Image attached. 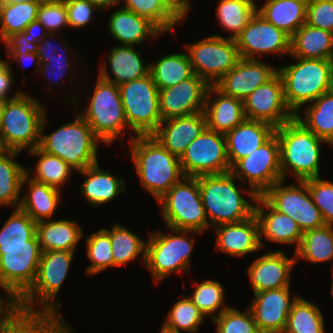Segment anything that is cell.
I'll return each instance as SVG.
<instances>
[{
    "label": "cell",
    "instance_id": "32",
    "mask_svg": "<svg viewBox=\"0 0 333 333\" xmlns=\"http://www.w3.org/2000/svg\"><path fill=\"white\" fill-rule=\"evenodd\" d=\"M27 185V192L21 197L19 208L35 222L53 219L55 211L63 197L62 190L37 182L24 175L22 189Z\"/></svg>",
    "mask_w": 333,
    "mask_h": 333
},
{
    "label": "cell",
    "instance_id": "28",
    "mask_svg": "<svg viewBox=\"0 0 333 333\" xmlns=\"http://www.w3.org/2000/svg\"><path fill=\"white\" fill-rule=\"evenodd\" d=\"M207 128L226 134L245 119L243 100L223 94L214 85H210L204 107Z\"/></svg>",
    "mask_w": 333,
    "mask_h": 333
},
{
    "label": "cell",
    "instance_id": "47",
    "mask_svg": "<svg viewBox=\"0 0 333 333\" xmlns=\"http://www.w3.org/2000/svg\"><path fill=\"white\" fill-rule=\"evenodd\" d=\"M121 7L147 18L163 34H174L175 26L183 23L167 8L163 0H122Z\"/></svg>",
    "mask_w": 333,
    "mask_h": 333
},
{
    "label": "cell",
    "instance_id": "65",
    "mask_svg": "<svg viewBox=\"0 0 333 333\" xmlns=\"http://www.w3.org/2000/svg\"><path fill=\"white\" fill-rule=\"evenodd\" d=\"M46 0H0V4H15L23 2H44Z\"/></svg>",
    "mask_w": 333,
    "mask_h": 333
},
{
    "label": "cell",
    "instance_id": "34",
    "mask_svg": "<svg viewBox=\"0 0 333 333\" xmlns=\"http://www.w3.org/2000/svg\"><path fill=\"white\" fill-rule=\"evenodd\" d=\"M257 2V13L290 37L306 23L307 0H265Z\"/></svg>",
    "mask_w": 333,
    "mask_h": 333
},
{
    "label": "cell",
    "instance_id": "29",
    "mask_svg": "<svg viewBox=\"0 0 333 333\" xmlns=\"http://www.w3.org/2000/svg\"><path fill=\"white\" fill-rule=\"evenodd\" d=\"M275 129L267 122L245 119L227 132L225 138L230 167L266 143L275 134Z\"/></svg>",
    "mask_w": 333,
    "mask_h": 333
},
{
    "label": "cell",
    "instance_id": "36",
    "mask_svg": "<svg viewBox=\"0 0 333 333\" xmlns=\"http://www.w3.org/2000/svg\"><path fill=\"white\" fill-rule=\"evenodd\" d=\"M295 114V118L320 139L333 146V89ZM302 111V113H301Z\"/></svg>",
    "mask_w": 333,
    "mask_h": 333
},
{
    "label": "cell",
    "instance_id": "5",
    "mask_svg": "<svg viewBox=\"0 0 333 333\" xmlns=\"http://www.w3.org/2000/svg\"><path fill=\"white\" fill-rule=\"evenodd\" d=\"M279 142L280 168L282 180L288 174L295 181L321 177L320 160L322 144L331 146L308 130L295 117L276 127Z\"/></svg>",
    "mask_w": 333,
    "mask_h": 333
},
{
    "label": "cell",
    "instance_id": "55",
    "mask_svg": "<svg viewBox=\"0 0 333 333\" xmlns=\"http://www.w3.org/2000/svg\"><path fill=\"white\" fill-rule=\"evenodd\" d=\"M306 24L333 33V0H307Z\"/></svg>",
    "mask_w": 333,
    "mask_h": 333
},
{
    "label": "cell",
    "instance_id": "30",
    "mask_svg": "<svg viewBox=\"0 0 333 333\" xmlns=\"http://www.w3.org/2000/svg\"><path fill=\"white\" fill-rule=\"evenodd\" d=\"M77 173L85 177L80 193L93 208L108 204L127 190L125 179L101 169L99 162Z\"/></svg>",
    "mask_w": 333,
    "mask_h": 333
},
{
    "label": "cell",
    "instance_id": "31",
    "mask_svg": "<svg viewBox=\"0 0 333 333\" xmlns=\"http://www.w3.org/2000/svg\"><path fill=\"white\" fill-rule=\"evenodd\" d=\"M82 226L75 219H50L36 222L41 251H75L83 239Z\"/></svg>",
    "mask_w": 333,
    "mask_h": 333
},
{
    "label": "cell",
    "instance_id": "35",
    "mask_svg": "<svg viewBox=\"0 0 333 333\" xmlns=\"http://www.w3.org/2000/svg\"><path fill=\"white\" fill-rule=\"evenodd\" d=\"M21 152L0 149V208H19L26 167L15 159Z\"/></svg>",
    "mask_w": 333,
    "mask_h": 333
},
{
    "label": "cell",
    "instance_id": "26",
    "mask_svg": "<svg viewBox=\"0 0 333 333\" xmlns=\"http://www.w3.org/2000/svg\"><path fill=\"white\" fill-rule=\"evenodd\" d=\"M137 46L117 45L106 55L107 63H100L98 76L116 85L142 78L149 74L150 64L144 62ZM108 64L106 66V64ZM109 67V68H108Z\"/></svg>",
    "mask_w": 333,
    "mask_h": 333
},
{
    "label": "cell",
    "instance_id": "46",
    "mask_svg": "<svg viewBox=\"0 0 333 333\" xmlns=\"http://www.w3.org/2000/svg\"><path fill=\"white\" fill-rule=\"evenodd\" d=\"M195 284L193 292L187 296L210 321L230 307L226 304L225 289L219 281L207 279Z\"/></svg>",
    "mask_w": 333,
    "mask_h": 333
},
{
    "label": "cell",
    "instance_id": "13",
    "mask_svg": "<svg viewBox=\"0 0 333 333\" xmlns=\"http://www.w3.org/2000/svg\"><path fill=\"white\" fill-rule=\"evenodd\" d=\"M284 185L280 180L270 187L262 197L277 211L291 217L301 231L320 228L325 224L319 208L314 204L305 181Z\"/></svg>",
    "mask_w": 333,
    "mask_h": 333
},
{
    "label": "cell",
    "instance_id": "7",
    "mask_svg": "<svg viewBox=\"0 0 333 333\" xmlns=\"http://www.w3.org/2000/svg\"><path fill=\"white\" fill-rule=\"evenodd\" d=\"M293 64L278 67L284 99L295 115L305 105L333 89V60L291 57Z\"/></svg>",
    "mask_w": 333,
    "mask_h": 333
},
{
    "label": "cell",
    "instance_id": "11",
    "mask_svg": "<svg viewBox=\"0 0 333 333\" xmlns=\"http://www.w3.org/2000/svg\"><path fill=\"white\" fill-rule=\"evenodd\" d=\"M127 125L134 135H152L160 125L159 89L150 73L119 85Z\"/></svg>",
    "mask_w": 333,
    "mask_h": 333
},
{
    "label": "cell",
    "instance_id": "14",
    "mask_svg": "<svg viewBox=\"0 0 333 333\" xmlns=\"http://www.w3.org/2000/svg\"><path fill=\"white\" fill-rule=\"evenodd\" d=\"M179 159L184 176L224 174L231 169L225 134L207 127L189 144Z\"/></svg>",
    "mask_w": 333,
    "mask_h": 333
},
{
    "label": "cell",
    "instance_id": "16",
    "mask_svg": "<svg viewBox=\"0 0 333 333\" xmlns=\"http://www.w3.org/2000/svg\"><path fill=\"white\" fill-rule=\"evenodd\" d=\"M41 254L36 234L30 247L0 248V284L17 300L35 282Z\"/></svg>",
    "mask_w": 333,
    "mask_h": 333
},
{
    "label": "cell",
    "instance_id": "51",
    "mask_svg": "<svg viewBox=\"0 0 333 333\" xmlns=\"http://www.w3.org/2000/svg\"><path fill=\"white\" fill-rule=\"evenodd\" d=\"M314 204L319 208L326 225H333V181L321 177L304 180Z\"/></svg>",
    "mask_w": 333,
    "mask_h": 333
},
{
    "label": "cell",
    "instance_id": "63",
    "mask_svg": "<svg viewBox=\"0 0 333 333\" xmlns=\"http://www.w3.org/2000/svg\"><path fill=\"white\" fill-rule=\"evenodd\" d=\"M100 11L112 9L116 6L121 7L122 0H89ZM120 5V6H119Z\"/></svg>",
    "mask_w": 333,
    "mask_h": 333
},
{
    "label": "cell",
    "instance_id": "10",
    "mask_svg": "<svg viewBox=\"0 0 333 333\" xmlns=\"http://www.w3.org/2000/svg\"><path fill=\"white\" fill-rule=\"evenodd\" d=\"M157 203L166 228L203 233L210 226L202 203L198 177L184 176Z\"/></svg>",
    "mask_w": 333,
    "mask_h": 333
},
{
    "label": "cell",
    "instance_id": "44",
    "mask_svg": "<svg viewBox=\"0 0 333 333\" xmlns=\"http://www.w3.org/2000/svg\"><path fill=\"white\" fill-rule=\"evenodd\" d=\"M40 3L43 2L0 4V41L23 32L31 22L37 20Z\"/></svg>",
    "mask_w": 333,
    "mask_h": 333
},
{
    "label": "cell",
    "instance_id": "41",
    "mask_svg": "<svg viewBox=\"0 0 333 333\" xmlns=\"http://www.w3.org/2000/svg\"><path fill=\"white\" fill-rule=\"evenodd\" d=\"M216 6L217 21L221 28L231 33L226 38L234 40L257 12L256 0H219Z\"/></svg>",
    "mask_w": 333,
    "mask_h": 333
},
{
    "label": "cell",
    "instance_id": "66",
    "mask_svg": "<svg viewBox=\"0 0 333 333\" xmlns=\"http://www.w3.org/2000/svg\"><path fill=\"white\" fill-rule=\"evenodd\" d=\"M6 101L7 100L0 99V124L3 117Z\"/></svg>",
    "mask_w": 333,
    "mask_h": 333
},
{
    "label": "cell",
    "instance_id": "2",
    "mask_svg": "<svg viewBox=\"0 0 333 333\" xmlns=\"http://www.w3.org/2000/svg\"><path fill=\"white\" fill-rule=\"evenodd\" d=\"M231 172L198 177L205 214L210 227L246 220L255 214L258 195L249 187L237 186ZM247 188V189H246ZM247 194L250 201L242 194Z\"/></svg>",
    "mask_w": 333,
    "mask_h": 333
},
{
    "label": "cell",
    "instance_id": "49",
    "mask_svg": "<svg viewBox=\"0 0 333 333\" xmlns=\"http://www.w3.org/2000/svg\"><path fill=\"white\" fill-rule=\"evenodd\" d=\"M211 322L215 324L216 333H259L249 307L240 311L230 306Z\"/></svg>",
    "mask_w": 333,
    "mask_h": 333
},
{
    "label": "cell",
    "instance_id": "6",
    "mask_svg": "<svg viewBox=\"0 0 333 333\" xmlns=\"http://www.w3.org/2000/svg\"><path fill=\"white\" fill-rule=\"evenodd\" d=\"M73 121L55 131L45 133L48 118L45 114L41 124L39 148L57 156L77 171L98 163V144L103 142L94 134L85 119L75 110Z\"/></svg>",
    "mask_w": 333,
    "mask_h": 333
},
{
    "label": "cell",
    "instance_id": "23",
    "mask_svg": "<svg viewBox=\"0 0 333 333\" xmlns=\"http://www.w3.org/2000/svg\"><path fill=\"white\" fill-rule=\"evenodd\" d=\"M215 250L231 257H244L263 251L260 243V225L256 214L231 224L215 226Z\"/></svg>",
    "mask_w": 333,
    "mask_h": 333
},
{
    "label": "cell",
    "instance_id": "53",
    "mask_svg": "<svg viewBox=\"0 0 333 333\" xmlns=\"http://www.w3.org/2000/svg\"><path fill=\"white\" fill-rule=\"evenodd\" d=\"M71 57H72L71 60H73V62H76V65H74V63H72L71 61L40 62V68H39L40 74L44 75L43 78H45L47 82L49 80L52 85L54 82H56L54 84H58L60 89L62 85L59 83L62 82V80L63 81L65 80V76L66 78L70 79V80L66 79V81H71V83H74L77 77L76 76L77 72L83 73V71H80V69L78 71H74L75 68H77L80 63L79 62L80 59L77 60L78 58H76L78 57V54L76 56L75 54H73ZM72 64L76 67H74ZM68 73L71 75V78L70 75L68 76Z\"/></svg>",
    "mask_w": 333,
    "mask_h": 333
},
{
    "label": "cell",
    "instance_id": "38",
    "mask_svg": "<svg viewBox=\"0 0 333 333\" xmlns=\"http://www.w3.org/2000/svg\"><path fill=\"white\" fill-rule=\"evenodd\" d=\"M149 64V73L159 90L174 86L194 74L187 52L163 54Z\"/></svg>",
    "mask_w": 333,
    "mask_h": 333
},
{
    "label": "cell",
    "instance_id": "61",
    "mask_svg": "<svg viewBox=\"0 0 333 333\" xmlns=\"http://www.w3.org/2000/svg\"><path fill=\"white\" fill-rule=\"evenodd\" d=\"M7 57L12 58L11 59L12 61H10V60L8 61L9 65H11L12 63H14V61H15V62H17V66H21V68L23 66L25 68L26 65L28 66L29 63L33 62V64H36L35 65L36 66L35 70H37V72L39 71L40 61H39V57H38L37 53L28 52L27 54H8Z\"/></svg>",
    "mask_w": 333,
    "mask_h": 333
},
{
    "label": "cell",
    "instance_id": "9",
    "mask_svg": "<svg viewBox=\"0 0 333 333\" xmlns=\"http://www.w3.org/2000/svg\"><path fill=\"white\" fill-rule=\"evenodd\" d=\"M46 109L39 98L26 92L7 100L0 124V149L22 152L39 147Z\"/></svg>",
    "mask_w": 333,
    "mask_h": 333
},
{
    "label": "cell",
    "instance_id": "59",
    "mask_svg": "<svg viewBox=\"0 0 333 333\" xmlns=\"http://www.w3.org/2000/svg\"><path fill=\"white\" fill-rule=\"evenodd\" d=\"M32 333H74L68 323L32 320Z\"/></svg>",
    "mask_w": 333,
    "mask_h": 333
},
{
    "label": "cell",
    "instance_id": "40",
    "mask_svg": "<svg viewBox=\"0 0 333 333\" xmlns=\"http://www.w3.org/2000/svg\"><path fill=\"white\" fill-rule=\"evenodd\" d=\"M294 253L296 263L298 259H306L313 265L333 262V225L305 231L301 244Z\"/></svg>",
    "mask_w": 333,
    "mask_h": 333
},
{
    "label": "cell",
    "instance_id": "39",
    "mask_svg": "<svg viewBox=\"0 0 333 333\" xmlns=\"http://www.w3.org/2000/svg\"><path fill=\"white\" fill-rule=\"evenodd\" d=\"M27 152H29L27 154H30V156L39 158L33 168L35 170L28 167L26 168V174L37 182L62 190V186L67 184L72 173L76 171L59 157L50 155L39 147ZM32 171H34V173H32ZM31 174L35 176H32Z\"/></svg>",
    "mask_w": 333,
    "mask_h": 333
},
{
    "label": "cell",
    "instance_id": "48",
    "mask_svg": "<svg viewBox=\"0 0 333 333\" xmlns=\"http://www.w3.org/2000/svg\"><path fill=\"white\" fill-rule=\"evenodd\" d=\"M87 247V257L91 264L85 268L86 276H94L114 267V259L109 234L103 229L90 235H83Z\"/></svg>",
    "mask_w": 333,
    "mask_h": 333
},
{
    "label": "cell",
    "instance_id": "54",
    "mask_svg": "<svg viewBox=\"0 0 333 333\" xmlns=\"http://www.w3.org/2000/svg\"><path fill=\"white\" fill-rule=\"evenodd\" d=\"M6 296L0 294V333H10L17 329L25 319L21 316L18 300L0 284Z\"/></svg>",
    "mask_w": 333,
    "mask_h": 333
},
{
    "label": "cell",
    "instance_id": "25",
    "mask_svg": "<svg viewBox=\"0 0 333 333\" xmlns=\"http://www.w3.org/2000/svg\"><path fill=\"white\" fill-rule=\"evenodd\" d=\"M207 127L204 112L161 121L152 136L170 153L179 158L189 144Z\"/></svg>",
    "mask_w": 333,
    "mask_h": 333
},
{
    "label": "cell",
    "instance_id": "8",
    "mask_svg": "<svg viewBox=\"0 0 333 333\" xmlns=\"http://www.w3.org/2000/svg\"><path fill=\"white\" fill-rule=\"evenodd\" d=\"M168 229L170 234L153 230L146 240L144 266L155 284H160L174 273L185 274L190 271L191 254L196 241L193 235L203 234L193 230Z\"/></svg>",
    "mask_w": 333,
    "mask_h": 333
},
{
    "label": "cell",
    "instance_id": "64",
    "mask_svg": "<svg viewBox=\"0 0 333 333\" xmlns=\"http://www.w3.org/2000/svg\"><path fill=\"white\" fill-rule=\"evenodd\" d=\"M10 333H32V320H25L17 329Z\"/></svg>",
    "mask_w": 333,
    "mask_h": 333
},
{
    "label": "cell",
    "instance_id": "33",
    "mask_svg": "<svg viewBox=\"0 0 333 333\" xmlns=\"http://www.w3.org/2000/svg\"><path fill=\"white\" fill-rule=\"evenodd\" d=\"M289 57L333 60V33L303 24L291 36Z\"/></svg>",
    "mask_w": 333,
    "mask_h": 333
},
{
    "label": "cell",
    "instance_id": "3",
    "mask_svg": "<svg viewBox=\"0 0 333 333\" xmlns=\"http://www.w3.org/2000/svg\"><path fill=\"white\" fill-rule=\"evenodd\" d=\"M66 94H69V97H64V103L66 105L70 103L74 106L75 111L85 119L94 134L103 142V145L110 146L117 138L123 139L121 137L128 130L130 132L129 140L136 136L131 133L132 131L127 125L118 85L97 76L93 93L89 95V99H86L87 104L82 111L78 109L82 99L76 97V93L73 94L72 91Z\"/></svg>",
    "mask_w": 333,
    "mask_h": 333
},
{
    "label": "cell",
    "instance_id": "67",
    "mask_svg": "<svg viewBox=\"0 0 333 333\" xmlns=\"http://www.w3.org/2000/svg\"><path fill=\"white\" fill-rule=\"evenodd\" d=\"M9 66V62L7 60H3L0 58V73L4 71Z\"/></svg>",
    "mask_w": 333,
    "mask_h": 333
},
{
    "label": "cell",
    "instance_id": "18",
    "mask_svg": "<svg viewBox=\"0 0 333 333\" xmlns=\"http://www.w3.org/2000/svg\"><path fill=\"white\" fill-rule=\"evenodd\" d=\"M243 104L246 119L267 122L275 128L295 117L286 105L283 82L278 73L249 94Z\"/></svg>",
    "mask_w": 333,
    "mask_h": 333
},
{
    "label": "cell",
    "instance_id": "57",
    "mask_svg": "<svg viewBox=\"0 0 333 333\" xmlns=\"http://www.w3.org/2000/svg\"><path fill=\"white\" fill-rule=\"evenodd\" d=\"M2 44H4L6 55L37 53L38 43H32L25 31L8 36Z\"/></svg>",
    "mask_w": 333,
    "mask_h": 333
},
{
    "label": "cell",
    "instance_id": "12",
    "mask_svg": "<svg viewBox=\"0 0 333 333\" xmlns=\"http://www.w3.org/2000/svg\"><path fill=\"white\" fill-rule=\"evenodd\" d=\"M185 47L193 73L209 85L217 83L241 59L236 41L217 33Z\"/></svg>",
    "mask_w": 333,
    "mask_h": 333
},
{
    "label": "cell",
    "instance_id": "58",
    "mask_svg": "<svg viewBox=\"0 0 333 333\" xmlns=\"http://www.w3.org/2000/svg\"><path fill=\"white\" fill-rule=\"evenodd\" d=\"M14 74L12 71V66L9 65L4 71L0 73V99L10 100L19 97L24 91L20 89L14 92V95H10L14 87Z\"/></svg>",
    "mask_w": 333,
    "mask_h": 333
},
{
    "label": "cell",
    "instance_id": "15",
    "mask_svg": "<svg viewBox=\"0 0 333 333\" xmlns=\"http://www.w3.org/2000/svg\"><path fill=\"white\" fill-rule=\"evenodd\" d=\"M230 172L243 183L241 185L251 188L258 196L282 180L276 134L251 154L238 160Z\"/></svg>",
    "mask_w": 333,
    "mask_h": 333
},
{
    "label": "cell",
    "instance_id": "21",
    "mask_svg": "<svg viewBox=\"0 0 333 333\" xmlns=\"http://www.w3.org/2000/svg\"><path fill=\"white\" fill-rule=\"evenodd\" d=\"M289 258L281 249L267 251L247 266L253 293L290 287L291 273L296 266L295 253Z\"/></svg>",
    "mask_w": 333,
    "mask_h": 333
},
{
    "label": "cell",
    "instance_id": "42",
    "mask_svg": "<svg viewBox=\"0 0 333 333\" xmlns=\"http://www.w3.org/2000/svg\"><path fill=\"white\" fill-rule=\"evenodd\" d=\"M285 333H326L325 320L316 304L298 296L292 303Z\"/></svg>",
    "mask_w": 333,
    "mask_h": 333
},
{
    "label": "cell",
    "instance_id": "68",
    "mask_svg": "<svg viewBox=\"0 0 333 333\" xmlns=\"http://www.w3.org/2000/svg\"><path fill=\"white\" fill-rule=\"evenodd\" d=\"M331 296H332V299H333V274H332V280H331Z\"/></svg>",
    "mask_w": 333,
    "mask_h": 333
},
{
    "label": "cell",
    "instance_id": "62",
    "mask_svg": "<svg viewBox=\"0 0 333 333\" xmlns=\"http://www.w3.org/2000/svg\"><path fill=\"white\" fill-rule=\"evenodd\" d=\"M32 43H39L47 34L45 27L38 21L31 22L24 30Z\"/></svg>",
    "mask_w": 333,
    "mask_h": 333
},
{
    "label": "cell",
    "instance_id": "37",
    "mask_svg": "<svg viewBox=\"0 0 333 333\" xmlns=\"http://www.w3.org/2000/svg\"><path fill=\"white\" fill-rule=\"evenodd\" d=\"M103 229L110 237L114 267L125 266L139 257V261L145 265L146 241L143 238L119 223H115L111 229Z\"/></svg>",
    "mask_w": 333,
    "mask_h": 333
},
{
    "label": "cell",
    "instance_id": "60",
    "mask_svg": "<svg viewBox=\"0 0 333 333\" xmlns=\"http://www.w3.org/2000/svg\"><path fill=\"white\" fill-rule=\"evenodd\" d=\"M167 8L181 21L184 22L191 11L192 0H163Z\"/></svg>",
    "mask_w": 333,
    "mask_h": 333
},
{
    "label": "cell",
    "instance_id": "27",
    "mask_svg": "<svg viewBox=\"0 0 333 333\" xmlns=\"http://www.w3.org/2000/svg\"><path fill=\"white\" fill-rule=\"evenodd\" d=\"M109 34L119 45L141 46L149 37L155 42L163 34L151 21L123 7L109 16Z\"/></svg>",
    "mask_w": 333,
    "mask_h": 333
},
{
    "label": "cell",
    "instance_id": "45",
    "mask_svg": "<svg viewBox=\"0 0 333 333\" xmlns=\"http://www.w3.org/2000/svg\"><path fill=\"white\" fill-rule=\"evenodd\" d=\"M36 234V222L20 208H15L0 229V248L30 247Z\"/></svg>",
    "mask_w": 333,
    "mask_h": 333
},
{
    "label": "cell",
    "instance_id": "20",
    "mask_svg": "<svg viewBox=\"0 0 333 333\" xmlns=\"http://www.w3.org/2000/svg\"><path fill=\"white\" fill-rule=\"evenodd\" d=\"M253 295L248 307L253 314L258 332H283L291 305L299 295H290V287L257 292Z\"/></svg>",
    "mask_w": 333,
    "mask_h": 333
},
{
    "label": "cell",
    "instance_id": "4",
    "mask_svg": "<svg viewBox=\"0 0 333 333\" xmlns=\"http://www.w3.org/2000/svg\"><path fill=\"white\" fill-rule=\"evenodd\" d=\"M129 143L131 160L140 178V185L158 201L184 177L180 159L152 135L134 136Z\"/></svg>",
    "mask_w": 333,
    "mask_h": 333
},
{
    "label": "cell",
    "instance_id": "50",
    "mask_svg": "<svg viewBox=\"0 0 333 333\" xmlns=\"http://www.w3.org/2000/svg\"><path fill=\"white\" fill-rule=\"evenodd\" d=\"M37 20L48 33L60 34L69 27L67 9L64 0H46L40 3Z\"/></svg>",
    "mask_w": 333,
    "mask_h": 333
},
{
    "label": "cell",
    "instance_id": "17",
    "mask_svg": "<svg viewBox=\"0 0 333 333\" xmlns=\"http://www.w3.org/2000/svg\"><path fill=\"white\" fill-rule=\"evenodd\" d=\"M290 39L291 37L283 30L256 12L235 41L241 58L258 60V57L265 54L289 56Z\"/></svg>",
    "mask_w": 333,
    "mask_h": 333
},
{
    "label": "cell",
    "instance_id": "24",
    "mask_svg": "<svg viewBox=\"0 0 333 333\" xmlns=\"http://www.w3.org/2000/svg\"><path fill=\"white\" fill-rule=\"evenodd\" d=\"M255 214L260 225V243L265 248L269 242L284 245H295L296 251L302 241L303 232L291 217L275 210L262 196H259L255 205Z\"/></svg>",
    "mask_w": 333,
    "mask_h": 333
},
{
    "label": "cell",
    "instance_id": "1",
    "mask_svg": "<svg viewBox=\"0 0 333 333\" xmlns=\"http://www.w3.org/2000/svg\"><path fill=\"white\" fill-rule=\"evenodd\" d=\"M75 252L60 250L42 252L35 282L18 300L21 316L25 320L68 323L59 312L62 303L58 295L68 277Z\"/></svg>",
    "mask_w": 333,
    "mask_h": 333
},
{
    "label": "cell",
    "instance_id": "43",
    "mask_svg": "<svg viewBox=\"0 0 333 333\" xmlns=\"http://www.w3.org/2000/svg\"><path fill=\"white\" fill-rule=\"evenodd\" d=\"M179 297L165 317L160 331L163 333H198L199 327L206 321L205 315L187 295Z\"/></svg>",
    "mask_w": 333,
    "mask_h": 333
},
{
    "label": "cell",
    "instance_id": "56",
    "mask_svg": "<svg viewBox=\"0 0 333 333\" xmlns=\"http://www.w3.org/2000/svg\"><path fill=\"white\" fill-rule=\"evenodd\" d=\"M67 9L69 28L81 29L91 24L93 17L100 10L89 0H64Z\"/></svg>",
    "mask_w": 333,
    "mask_h": 333
},
{
    "label": "cell",
    "instance_id": "19",
    "mask_svg": "<svg viewBox=\"0 0 333 333\" xmlns=\"http://www.w3.org/2000/svg\"><path fill=\"white\" fill-rule=\"evenodd\" d=\"M209 84L196 74L159 90V110L163 120L204 112Z\"/></svg>",
    "mask_w": 333,
    "mask_h": 333
},
{
    "label": "cell",
    "instance_id": "22",
    "mask_svg": "<svg viewBox=\"0 0 333 333\" xmlns=\"http://www.w3.org/2000/svg\"><path fill=\"white\" fill-rule=\"evenodd\" d=\"M277 73L278 67L269 66L262 59L241 58L214 86L225 95L244 100Z\"/></svg>",
    "mask_w": 333,
    "mask_h": 333
},
{
    "label": "cell",
    "instance_id": "52",
    "mask_svg": "<svg viewBox=\"0 0 333 333\" xmlns=\"http://www.w3.org/2000/svg\"><path fill=\"white\" fill-rule=\"evenodd\" d=\"M53 39H55V40H53ZM52 40L54 41L55 44L52 42ZM56 41H58V43H59L58 47L56 45V43H57ZM68 45L69 44H68V42H66V39H65V37H63V34L48 33L38 43V46H37V55L39 57V61L40 62L71 61L68 54L70 53L69 51L73 46L70 47V45L69 46Z\"/></svg>",
    "mask_w": 333,
    "mask_h": 333
}]
</instances>
